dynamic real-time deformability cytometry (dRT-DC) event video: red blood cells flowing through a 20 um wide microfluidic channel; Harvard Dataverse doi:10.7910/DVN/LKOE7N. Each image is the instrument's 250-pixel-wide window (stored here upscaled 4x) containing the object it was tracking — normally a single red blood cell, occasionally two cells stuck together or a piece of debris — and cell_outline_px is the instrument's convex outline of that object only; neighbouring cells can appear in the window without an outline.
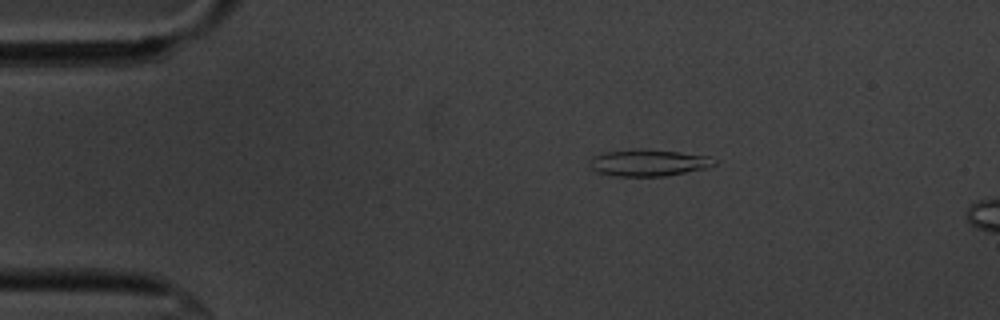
{"species": "common noctule bat (a hibernating species)", "species_latin": "Nyctalus noctula", "temperature_condition": "cold", "stored_images_in_passage": 6, "camera_frame_rate_fps": 3000, "um_per_image_px": 0.085, "animal": {"sex": "male", "body_mass_g": 20.1, "forearm_length_mm": 53.5}, "frame": {"image": 1, "passage_image": 1, "time_ms": 0.0, "image_size_px": [1000, 320], "cell_outline_px": [[716, 164], [708, 168], [664, 176], [620, 176], [600, 172], [592, 168], [588, 160], [592, 156], [604, 152], [636, 148], [680, 152], [708, 156], [716, 160]], "centroid_in_image_um": [55.13, 13.82], "position_along_channel_um": 29.9, "area_um2": 19.36}}